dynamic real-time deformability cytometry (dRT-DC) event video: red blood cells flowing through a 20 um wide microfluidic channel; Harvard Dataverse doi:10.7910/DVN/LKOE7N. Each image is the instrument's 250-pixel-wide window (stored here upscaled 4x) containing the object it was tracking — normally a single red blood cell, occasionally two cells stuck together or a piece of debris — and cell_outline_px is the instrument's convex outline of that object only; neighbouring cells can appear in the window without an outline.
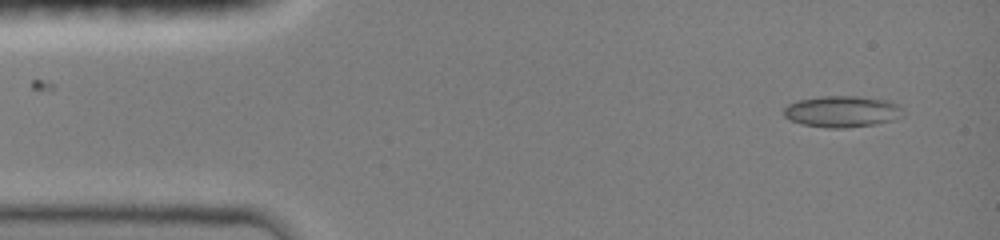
{"species": "common noctule bat (a hibernating species)", "species_latin": "Nyctalus noctula", "temperature_condition": "room temperature", "stored_images_in_passage": 3, "camera_frame_rate_fps": 3000, "um_per_image_px": 0.085, "animal": {"sex": "female", "body_mass_g": 19.0, "forearm_length_mm": 51.5}, "frame": {"image": 1, "passage_image": 3, "time_ms": 2.0, "image_size_px": [1000, 240], "cell_outline_px": [[904, 116], [896, 120], [876, 124], [844, 128], [828, 128], [800, 124], [784, 116], [784, 108], [788, 104], [796, 100], [820, 96], [856, 96], [892, 100], [900, 104], [904, 108]], "centroid_in_image_um": [71.66, 9.47], "position_along_channel_um": 13.3, "area_um2": 22.37}}